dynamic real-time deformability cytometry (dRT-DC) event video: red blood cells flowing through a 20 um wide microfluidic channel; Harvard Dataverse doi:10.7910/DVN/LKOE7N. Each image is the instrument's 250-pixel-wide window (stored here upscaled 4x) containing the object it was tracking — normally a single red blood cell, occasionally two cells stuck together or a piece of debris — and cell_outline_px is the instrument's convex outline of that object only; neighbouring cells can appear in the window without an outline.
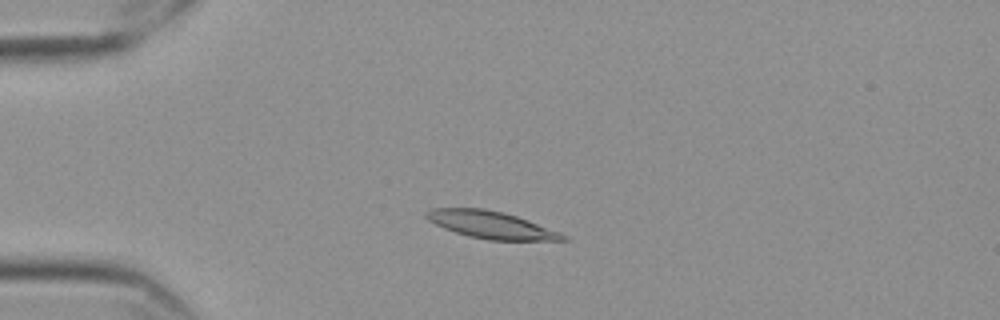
{"species": "Egyptian fruit bat (a non-hibernating species)", "species_latin": "Rousettus aegyptiacus", "temperature_condition": "cold", "stored_images_in_passage": 45, "camera_frame_rate_fps": 3000, "um_per_image_px": 0.085, "frame": {"image": 1, "passage_image": 2, "time_ms": 0.333, "image_size_px": [1000, 320], "cell_outline_px": [[568, 240], [488, 240], [468, 236], [444, 228], [428, 220], [424, 216], [424, 212], [432, 208], [484, 208], [504, 212], [528, 220], [560, 232], [568, 236]], "centroid_in_image_um": [41.72, 19.1], "position_along_channel_um": 43.3, "area_um2": 21.68}}
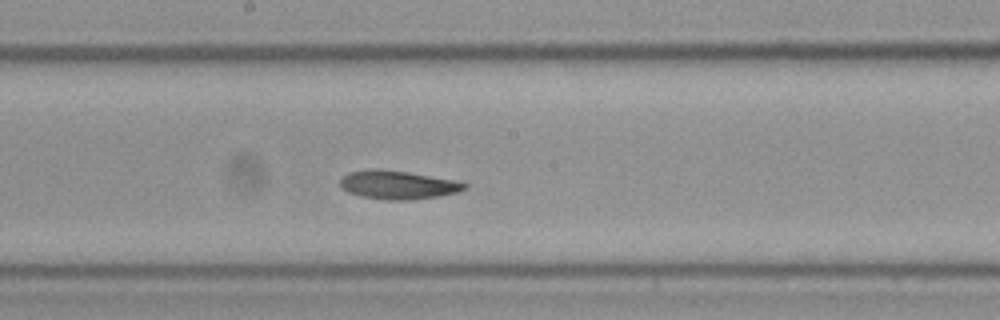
{"frame": {"image": 2, "passage_image": 19, "time_ms": 6.0, "image_size_px": [1000, 320], "cell_outline_px": [[468, 188], [456, 192], [440, 196], [412, 200], [384, 200], [360, 196], [348, 192], [340, 188], [340, 180], [348, 172], [372, 168], [408, 172], [460, 180], [468, 184]], "centroid_in_image_um": [33.85, 15.71], "position_along_channel_um": 214.4, "area_um2": 21.04}}
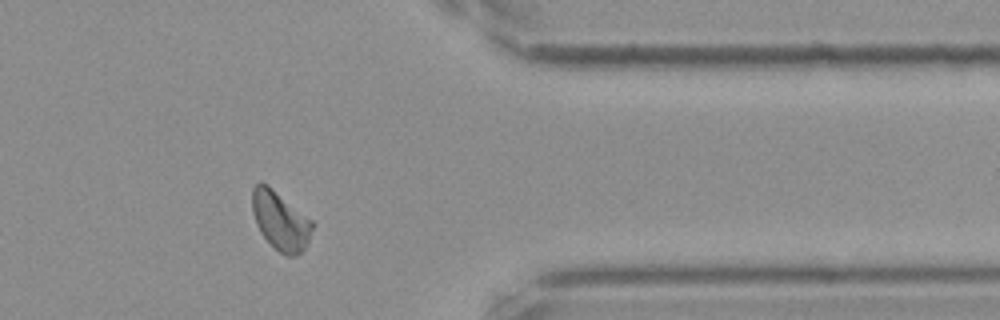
{"frame": {"image": 3, "passage_image": 35, "time_ms": 11.333, "image_size_px": [1000, 320], "cell_outline_px": [[316, 224], [308, 244], [300, 252], [292, 256], [284, 256], [260, 232], [256, 224], [252, 212], [252, 188], [260, 180], [268, 184], [312, 220]], "centroid_in_image_um": [23.85, 18.73], "position_along_channel_um": 387.6, "area_um2": 20.75}, "authors_computed_cell_mechanics": {"area_um2": 20.4034, "velocity_mm_per_s": 3.5098, "shape_relaxation_time_tau1_ms": null, "shape_relaxation_time_tau2_ms": 6.2512, "deformation_change_tau1": null, "deformation_change_tau2": 0.0961}}